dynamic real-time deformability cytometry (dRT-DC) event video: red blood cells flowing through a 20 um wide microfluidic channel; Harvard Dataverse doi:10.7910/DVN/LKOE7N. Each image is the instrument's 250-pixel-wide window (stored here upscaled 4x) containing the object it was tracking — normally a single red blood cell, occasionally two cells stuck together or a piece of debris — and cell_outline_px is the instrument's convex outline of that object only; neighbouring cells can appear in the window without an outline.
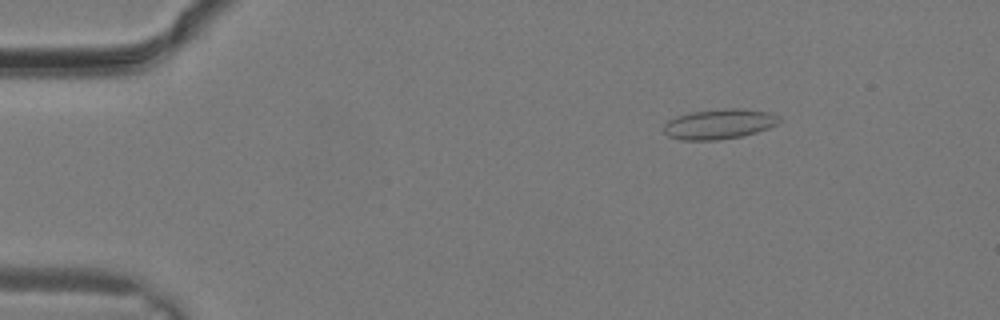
{"species": "common noctule bat (a hibernating species)", "species_latin": "Nyctalus noctula", "temperature_condition": "warm", "stored_images_in_passage": 30, "camera_frame_rate_fps": 3000, "um_per_image_px": 0.085, "animal": {"sex": "male", "body_mass_g": 19.2, "forearm_length_mm": 51.8}, "frame": {"image": 1, "passage_image": 5, "time_ms": 1.333, "image_size_px": [1000, 320], "cell_outline_px": [[780, 120], [776, 124], [768, 128], [756, 132], [740, 136], [720, 140], [680, 140], [668, 136], [664, 132], [664, 124], [668, 120], [676, 116], [688, 112], [724, 108], [740, 108], [768, 112], [780, 116]], "centroid_in_image_um": [61.09, 10.53], "position_along_channel_um": 23.9, "area_um2": 20.35}}
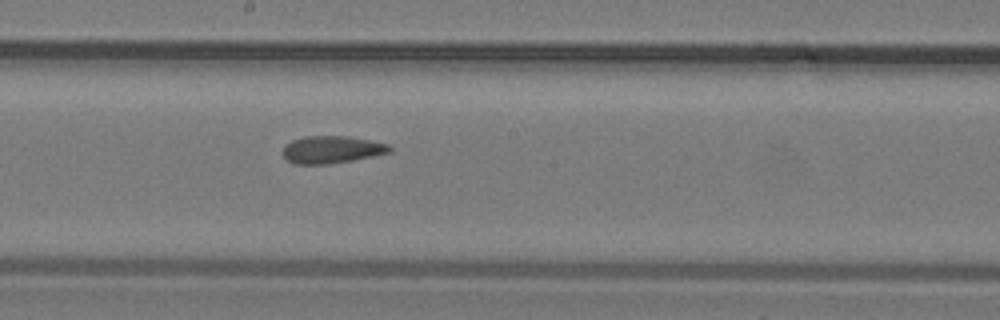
{"frame": {"image": 2, "passage_image": 17, "time_ms": 5.333, "image_size_px": [1000, 320], "cell_outline_px": [[392, 152], [352, 160], [328, 164], [296, 164], [288, 160], [280, 152], [292, 140], [304, 136], [348, 136], [388, 144], [392, 148]], "centroid_in_image_um": [28.19, 12.71], "position_along_channel_um": 220.0, "area_um2": 16.94}}
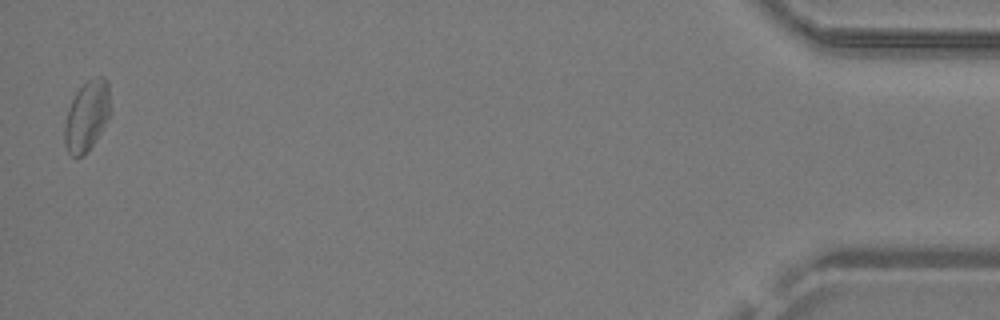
{"frame": {"image": 3, "passage_image": 30, "time_ms": 9.667, "image_size_px": [1000, 320], "cell_outline_px": [[112, 112], [108, 120], [96, 140], [88, 152], [84, 156], [76, 160], [68, 152], [64, 144], [64, 128], [68, 112], [72, 100], [76, 92], [88, 80], [100, 76], [104, 76], [108, 84], [112, 108]], "centroid_in_image_um": [7.41, 9.91], "position_along_channel_um": 427.8, "area_um2": 19.13}}